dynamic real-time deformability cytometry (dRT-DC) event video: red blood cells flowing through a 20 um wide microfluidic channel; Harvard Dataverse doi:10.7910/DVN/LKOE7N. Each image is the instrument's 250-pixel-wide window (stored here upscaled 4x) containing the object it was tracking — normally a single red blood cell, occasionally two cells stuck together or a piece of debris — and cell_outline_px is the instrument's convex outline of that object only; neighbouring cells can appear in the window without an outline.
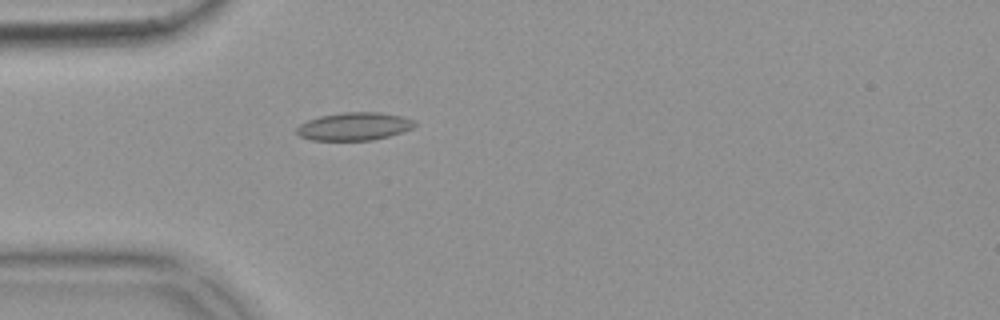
{"species": "common noctule bat (a hibernating species)", "species_latin": "Nyctalus noctula", "temperature_condition": "warm", "stored_images_in_passage": 29, "camera_frame_rate_fps": 3000, "um_per_image_px": 0.085, "animal": {"sex": "female", "body_mass_g": 18.4}, "frame": {"image": 1, "passage_image": 2, "time_ms": 0.333, "image_size_px": [1000, 320], "cell_outline_px": [[416, 124], [412, 128], [388, 136], [372, 140], [312, 140], [300, 136], [296, 132], [296, 128], [300, 124], [308, 120], [320, 116], [344, 112], [380, 112], [400, 116], [416, 120]], "centroid_in_image_um": [30.1, 10.74], "position_along_channel_um": 54.9, "area_um2": 19.07}}
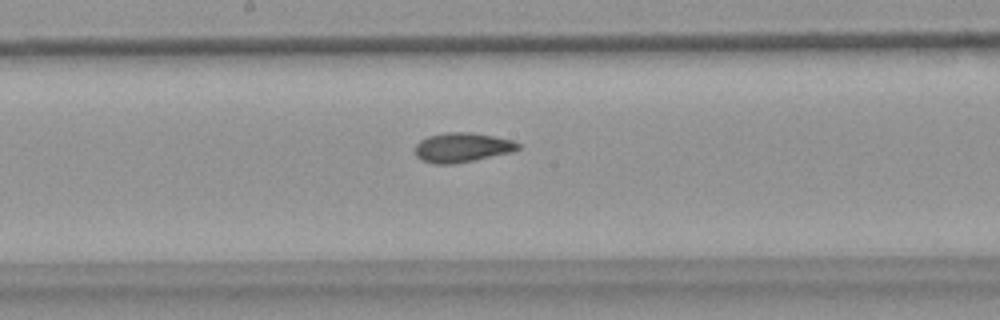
{"frame": {"image": 2, "passage_image": 15, "time_ms": 4.667, "image_size_px": [1000, 320], "cell_outline_px": [[520, 148], [512, 152], [456, 164], [432, 164], [420, 160], [416, 156], [416, 144], [420, 140], [428, 136], [448, 132], [472, 132], [512, 140], [520, 144]], "centroid_in_image_um": [39.26, 12.54], "position_along_channel_um": 208.9, "area_um2": 17.8}}
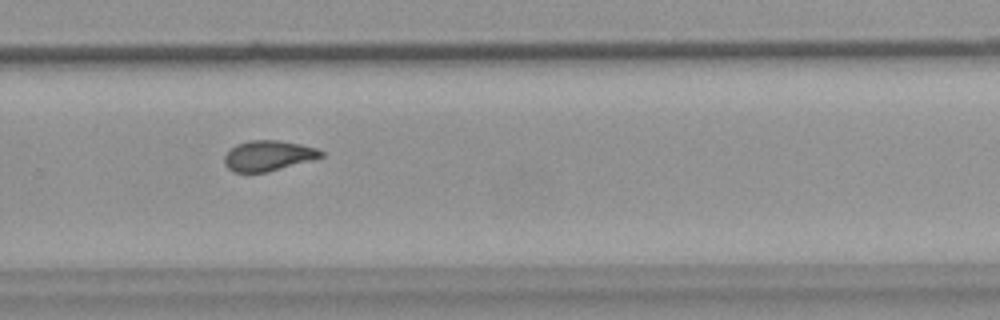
{"frame": {"image": 3, "passage_image": 23, "time_ms": 7.333, "image_size_px": [1000, 320], "cell_outline_px": [[324, 156], [312, 160], [268, 172], [232, 172], [224, 164], [224, 156], [236, 144], [248, 140], [280, 140], [300, 144], [316, 148], [324, 152]], "centroid_in_image_um": [22.8, 13.23], "position_along_channel_um": 307.0, "area_um2": 17.17}, "authors_computed_cell_mechanics": {"area_um2": 17.5134, "velocity_mm_per_s": 3.6928, "shape_relaxation_time_tau1_ms": null, "shape_relaxation_time_tau2_ms": 1.4313, "deformation_change_tau1": null, "deformation_change_tau2": 0.0524}}